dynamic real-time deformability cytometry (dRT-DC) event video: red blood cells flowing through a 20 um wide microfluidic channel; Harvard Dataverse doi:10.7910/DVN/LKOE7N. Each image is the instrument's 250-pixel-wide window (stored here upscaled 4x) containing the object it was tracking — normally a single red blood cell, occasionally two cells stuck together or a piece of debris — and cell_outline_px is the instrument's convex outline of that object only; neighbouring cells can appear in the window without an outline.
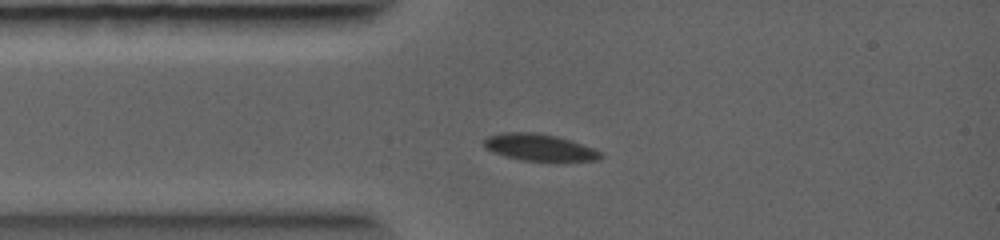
{"species": "common noctule bat (a hibernating species)", "species_latin": "Nyctalus noctula", "temperature_condition": "warm", "stored_images_in_passage": 14, "camera_frame_rate_fps": 5000, "um_per_image_px": 0.085, "animal": {"sex": "female", "body_mass_g": 19.0, "forearm_length_mm": 56.7}, "frame": {"image": 1, "passage_image": 1, "time_ms": 0.0, "image_size_px": [1000, 240], "cell_outline_px": [[604, 156], [600, 160], [520, 160], [504, 156], [492, 152], [484, 148], [484, 140], [488, 136], [500, 132], [536, 132], [556, 136], [572, 140], [592, 148], [600, 152]], "centroid_in_image_um": [45.8, 12.51], "position_along_channel_um": 39.2, "area_um2": 18.15}}
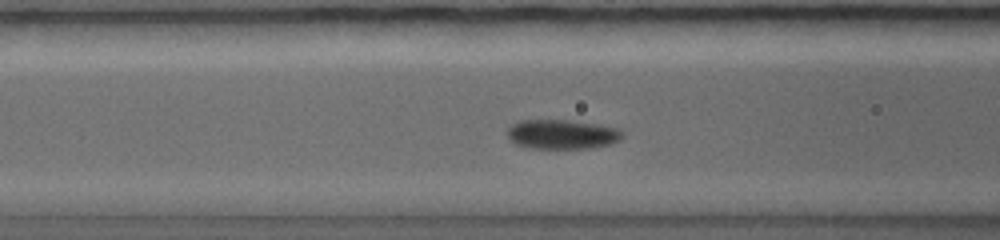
{"frame": {"image": 2, "passage_image": 8, "time_ms": 1.4, "image_size_px": [1000, 240], "cell_outline_px": [[624, 136], [620, 140], [612, 144], [588, 148], [528, 148], [516, 144], [508, 136], [508, 128], [512, 124], [520, 120], [568, 120], [596, 124], [620, 128]], "centroid_in_image_um": [47.81, 11.41], "position_along_channel_um": 118.8, "area_um2": 19.77}}